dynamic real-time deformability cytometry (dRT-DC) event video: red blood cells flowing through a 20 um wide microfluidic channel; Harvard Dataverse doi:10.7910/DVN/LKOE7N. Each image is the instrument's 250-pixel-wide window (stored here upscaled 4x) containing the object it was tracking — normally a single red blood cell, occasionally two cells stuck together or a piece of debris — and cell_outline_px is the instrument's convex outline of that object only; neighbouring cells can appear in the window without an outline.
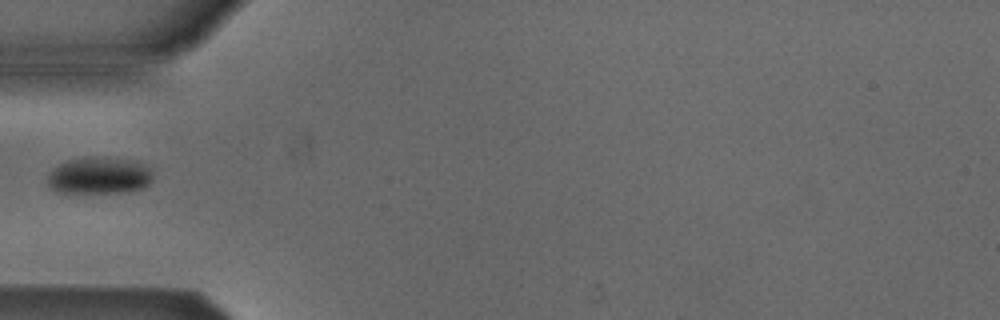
{"species": "Egyptian fruit bat (a non-hibernating species)", "species_latin": "Rousettus aegyptiacus", "temperature_condition": "cold", "stored_images_in_passage": 5, "camera_frame_rate_fps": 3000, "um_per_image_px": 0.085, "animal": {"sex": "male"}, "frame": {"image": 1, "passage_image": 4, "time_ms": 4.333, "image_size_px": [1000, 320], "cell_outline_px": [[152, 180], [148, 184], [140, 188], [124, 192], [56, 192], [48, 184], [48, 172], [52, 168], [68, 160], [84, 156], [108, 156], [136, 160], [152, 168]], "centroid_in_image_um": [8.45, 14.88], "position_along_channel_um": 76.6, "area_um2": 23.06}}